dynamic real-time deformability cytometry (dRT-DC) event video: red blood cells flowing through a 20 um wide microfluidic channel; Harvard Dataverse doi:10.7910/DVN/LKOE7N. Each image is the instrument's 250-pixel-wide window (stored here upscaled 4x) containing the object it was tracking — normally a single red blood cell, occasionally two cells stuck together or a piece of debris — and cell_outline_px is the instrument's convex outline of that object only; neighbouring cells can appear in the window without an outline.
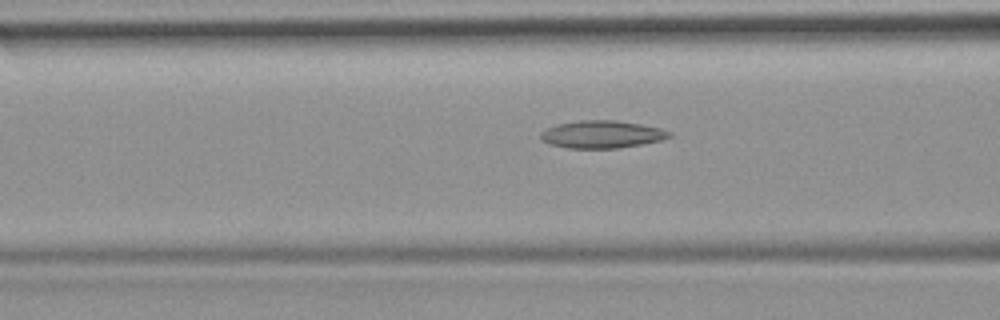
{"species": "common noctule bat (a hibernating species)", "species_latin": "Nyctalus noctula", "temperature_condition": "room temperature", "stored_images_in_passage": 37, "camera_frame_rate_fps": 3000, "um_per_image_px": 0.085, "animal": {"sex": "female", "body_mass_g": 19.9}, "frame": {"image": 1, "passage_image": 16, "time_ms": 5.0, "image_size_px": [1000, 320], "cell_outline_px": [[672, 136], [660, 140], [620, 148], [568, 148], [548, 144], [540, 136], [540, 132], [544, 128], [556, 124], [580, 120], [616, 120], [640, 124], [660, 128], [672, 132]], "centroid_in_image_um": [51.13, 11.41], "position_along_channel_um": 115.5, "area_um2": 20.69}}